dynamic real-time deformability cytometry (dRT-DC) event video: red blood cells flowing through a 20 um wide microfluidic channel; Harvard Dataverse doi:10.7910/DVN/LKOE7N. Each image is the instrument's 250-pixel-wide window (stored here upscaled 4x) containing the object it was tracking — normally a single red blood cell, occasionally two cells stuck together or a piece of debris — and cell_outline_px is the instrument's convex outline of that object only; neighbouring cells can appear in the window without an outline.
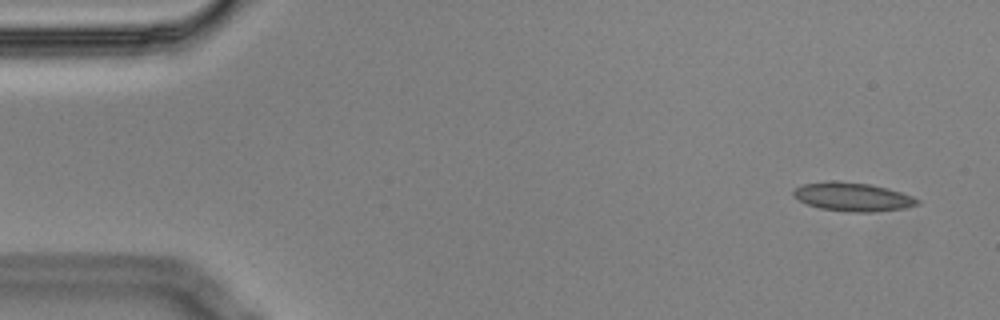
{"species": "Egyptian fruit bat (a non-hibernating species)", "species_latin": "Rousettus aegyptiacus", "temperature_condition": "cold", "stored_images_in_passage": 4, "camera_frame_rate_fps": 3000, "um_per_image_px": 0.085, "animal": {"sex": "male"}, "frame": {"image": 1, "passage_image": 1, "time_ms": 0.0, "image_size_px": [1000, 320], "cell_outline_px": [[920, 204], [904, 208], [872, 212], [852, 212], [820, 208], [808, 204], [792, 196], [792, 192], [796, 188], [804, 184], [828, 180], [836, 180], [872, 184], [888, 188], [912, 196], [920, 200]], "centroid_in_image_um": [72.48, 16.72], "position_along_channel_um": 12.5, "area_um2": 20.75}}
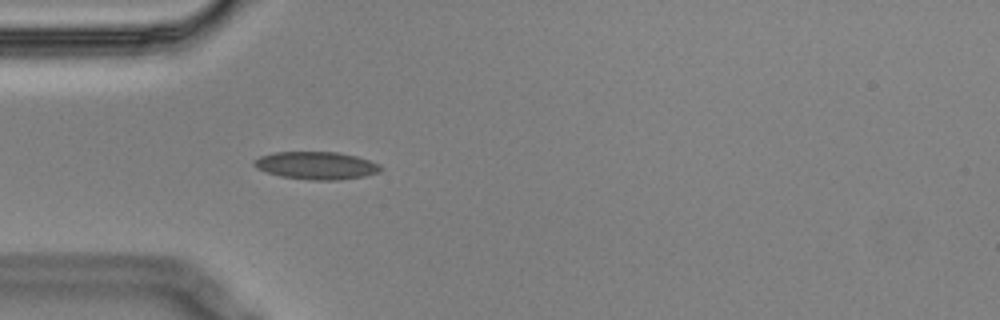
{"frame": {"image": 2, "passage_image": 4, "time_ms": 1.0, "image_size_px": [1000, 320], "cell_outline_px": [[384, 168], [380, 172], [364, 176], [336, 180], [308, 180], [280, 176], [256, 168], [252, 164], [260, 156], [276, 152], [336, 152], [356, 156], [380, 164]], "centroid_in_image_um": [26.91, 14.07], "position_along_channel_um": 58.1, "area_um2": 20.35}}